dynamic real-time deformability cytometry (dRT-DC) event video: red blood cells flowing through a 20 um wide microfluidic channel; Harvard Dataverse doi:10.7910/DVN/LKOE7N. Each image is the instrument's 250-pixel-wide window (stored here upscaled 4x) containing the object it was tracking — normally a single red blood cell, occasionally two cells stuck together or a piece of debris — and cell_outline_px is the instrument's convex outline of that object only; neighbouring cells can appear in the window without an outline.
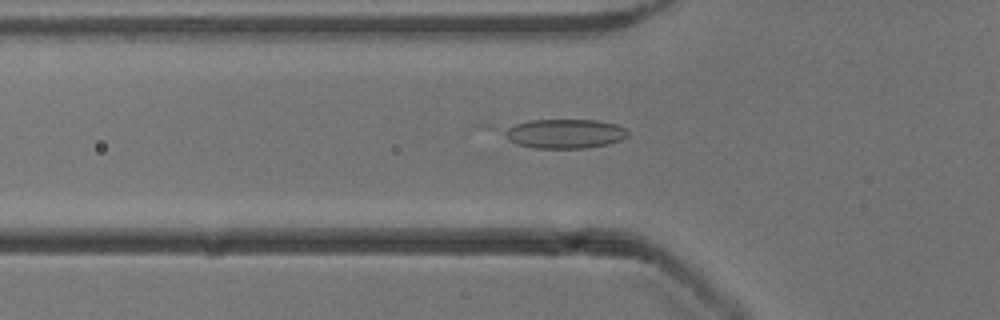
{"species": "common noctule bat (a hibernating species)", "species_latin": "Nyctalus noctula", "temperature_condition": "cold", "stored_images_in_passage": 50, "camera_frame_rate_fps": 3000, "um_per_image_px": 0.085, "animal": {"sex": "male", "body_mass_g": 13.3}, "frame": {"image": 1, "passage_image": 15, "time_ms": 4.667, "image_size_px": [1000, 320], "cell_outline_px": [[628, 136], [620, 140], [608, 144], [584, 148], [532, 148], [516, 144], [476, 124], [532, 120], [596, 120], [616, 124], [628, 128]], "centroid_in_image_um": [47.48, 11.31], "position_along_channel_um": 78.3, "area_um2": 23.41}}
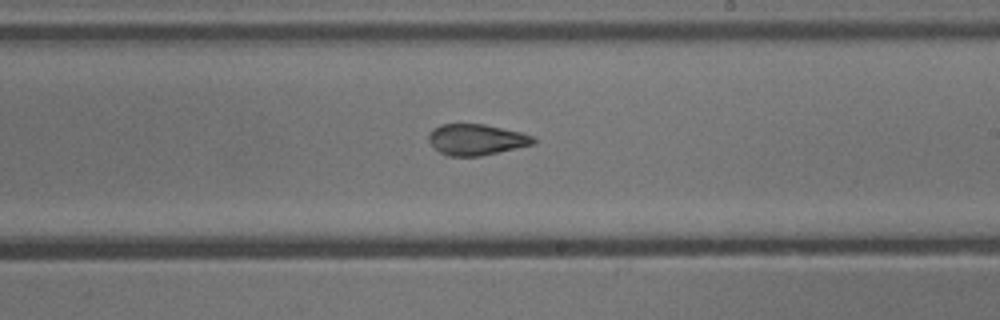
{"frame": {"image": 2, "passage_image": 28, "time_ms": 9.0, "image_size_px": [1000, 320], "cell_outline_px": [[536, 140], [532, 144], [516, 148], [480, 156], [448, 156], [440, 152], [428, 140], [428, 132], [432, 128], [440, 124], [484, 124], [520, 132], [532, 136]], "centroid_in_image_um": [40.44, 11.86], "position_along_channel_um": 248.6, "area_um2": 18.79}}
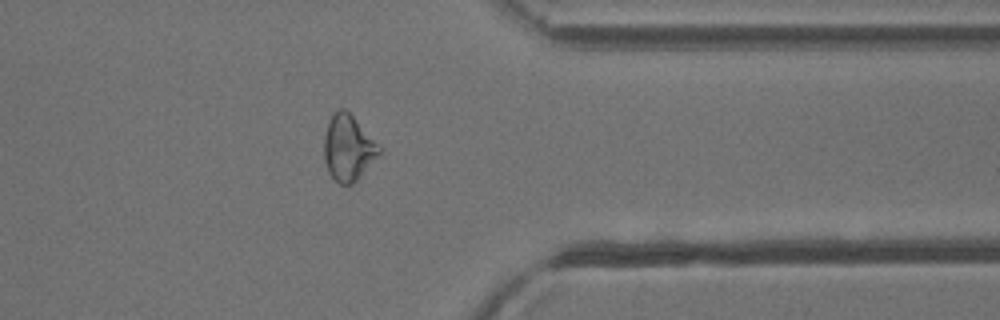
{"frame": {"image": 3, "passage_image": 39, "time_ms": 12.667, "image_size_px": [1000, 320], "cell_outline_px": [[380, 156], [352, 184], [340, 184], [328, 172], [324, 160], [324, 136], [328, 124], [332, 116], [340, 108], [344, 108], [352, 116], [380, 148]], "centroid_in_image_um": [29.58, 12.61], "position_along_channel_um": 381.8, "area_um2": 20.58}, "authors_computed_cell_mechanics": {"area_um2": 20.1144, "velocity_mm_per_s": 3.9009, "shape_relaxation_time_tau1_ms": 3.7099, "shape_relaxation_time_tau2_ms": null, "deformation_change_tau1": 0.1491, "deformation_change_tau2": null}}